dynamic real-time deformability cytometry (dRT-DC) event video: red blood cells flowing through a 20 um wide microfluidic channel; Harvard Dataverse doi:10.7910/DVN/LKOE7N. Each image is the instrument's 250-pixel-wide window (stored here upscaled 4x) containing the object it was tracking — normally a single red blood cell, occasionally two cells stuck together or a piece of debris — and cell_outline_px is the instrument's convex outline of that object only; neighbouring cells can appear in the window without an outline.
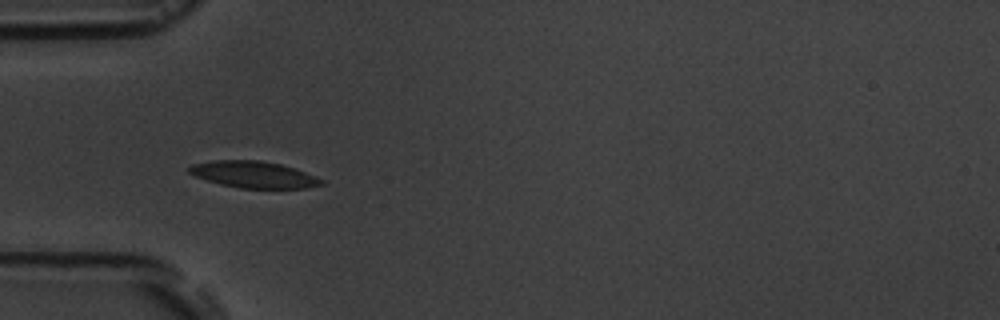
{"species": "common noctule bat (a hibernating species)", "species_latin": "Nyctalus noctula", "temperature_condition": "room temperature", "stored_images_in_passage": 5, "camera_frame_rate_fps": 3000, "um_per_image_px": 0.085, "animal": {"sex": "male", "body_mass_g": 19.5, "forearm_length_mm": 54.6}, "frame": {"image": 1, "passage_image": 4, "time_ms": 3.667, "image_size_px": [1000, 320], "cell_outline_px": [[324, 184], [308, 188], [240, 188], [220, 184], [196, 176], [188, 172], [188, 168], [192, 164], [212, 160], [260, 160], [280, 164], [316, 176], [324, 180]], "centroid_in_image_um": [21.56, 14.83], "position_along_channel_um": 63.4, "area_um2": 20.4}}
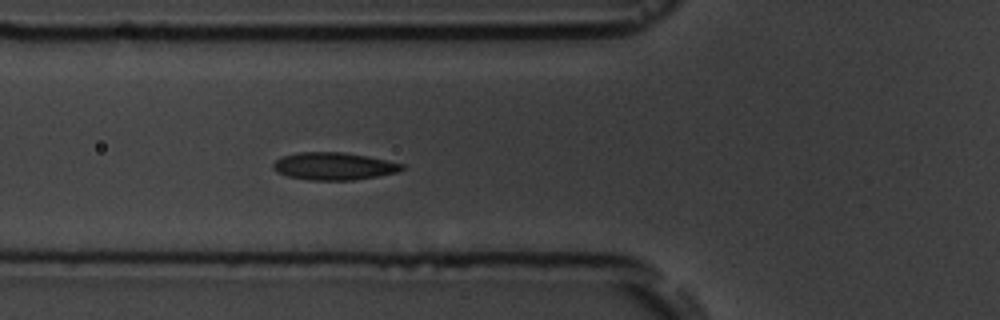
{"frame": {"image": 2, "passage_image": 5, "time_ms": 4.667, "image_size_px": [1000, 320], "cell_outline_px": [[404, 168], [396, 172], [376, 176], [352, 180], [308, 180], [288, 176], [276, 172], [272, 168], [272, 164], [280, 156], [296, 152], [344, 152], [368, 156], [388, 160], [404, 164]], "centroid_in_image_um": [28.33, 14.11], "position_along_channel_um": 97.5, "area_um2": 20.75}}